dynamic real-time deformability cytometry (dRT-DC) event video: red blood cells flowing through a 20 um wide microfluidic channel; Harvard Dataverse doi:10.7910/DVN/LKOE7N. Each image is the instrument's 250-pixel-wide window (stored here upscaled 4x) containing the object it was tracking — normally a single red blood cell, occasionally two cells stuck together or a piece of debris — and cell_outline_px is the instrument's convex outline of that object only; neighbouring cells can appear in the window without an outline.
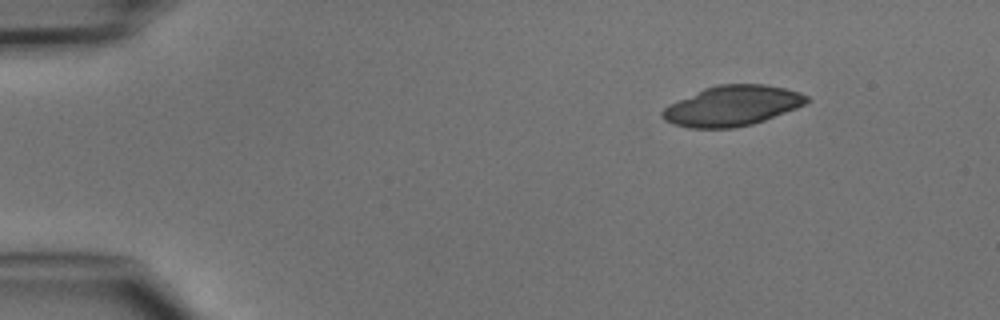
{"species": "common noctule bat (a hibernating species)", "species_latin": "Nyctalus noctula", "temperature_condition": "cold", "stored_images_in_passage": 3, "camera_frame_rate_fps": 3000, "um_per_image_px": 0.085, "animal": {"sex": "male", "body_mass_g": 15.6}, "frame": {"image": 1, "passage_image": 1, "time_ms": 0.0, "image_size_px": [1000, 320], "cell_outline_px": [[808, 100], [804, 104], [796, 108], [764, 120], [752, 124], [736, 128], [688, 128], [672, 124], [664, 120], [660, 116], [660, 112], [668, 104], [704, 88], [716, 84], [764, 84], [784, 88], [800, 92], [808, 96]], "centroid_in_image_um": [62.18, 9.0], "position_along_channel_um": 22.8, "area_um2": 33.93}}